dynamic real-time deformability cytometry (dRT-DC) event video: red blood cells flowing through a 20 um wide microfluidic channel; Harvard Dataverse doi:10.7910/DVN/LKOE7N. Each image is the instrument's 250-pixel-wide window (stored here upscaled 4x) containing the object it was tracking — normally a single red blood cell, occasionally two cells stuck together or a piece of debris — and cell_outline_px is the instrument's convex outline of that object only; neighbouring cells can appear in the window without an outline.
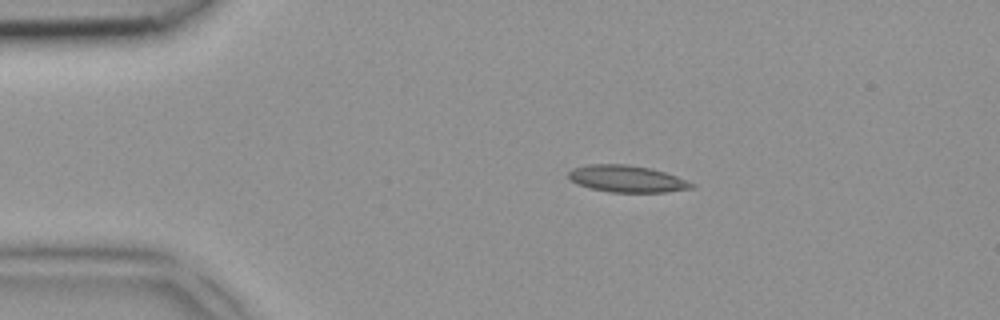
{"species": "common noctule bat (a hibernating species)", "species_latin": "Nyctalus noctula", "temperature_condition": "room temperature", "stored_images_in_passage": 4, "camera_frame_rate_fps": 3000, "um_per_image_px": 0.085, "animal": {"sex": "female", "body_mass_g": 18.4}, "frame": {"image": 1, "passage_image": 2, "time_ms": 0.333, "image_size_px": [1000, 320], "cell_outline_px": [[696, 184], [692, 188], [664, 192], [608, 192], [592, 188], [580, 184], [572, 180], [568, 176], [568, 172], [572, 168], [588, 164], [628, 164], [648, 168], [664, 172], [676, 176]], "centroid_in_image_um": [53.28, 15.19], "position_along_channel_um": 31.7, "area_um2": 19.02}}
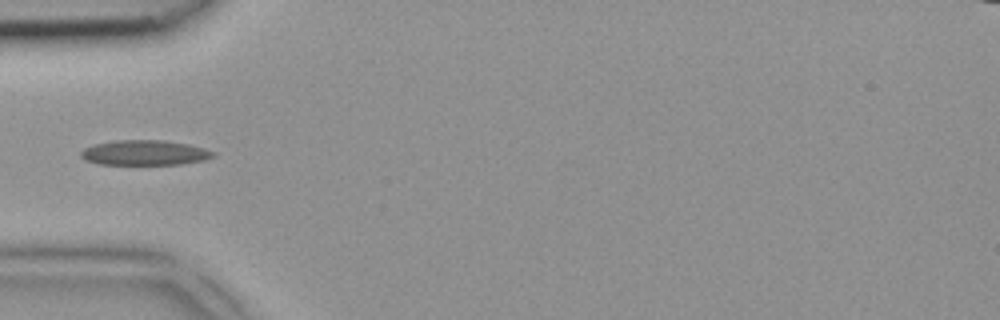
{"frame": {"image": 2, "passage_image": 3, "time_ms": 0.667, "image_size_px": [1000, 320], "cell_outline_px": [[216, 156], [204, 160], [180, 164], [100, 164], [88, 160], [80, 156], [80, 152], [84, 148], [92, 144], [116, 140], [164, 140], [188, 144], [204, 148], [216, 152]], "centroid_in_image_um": [12.32, 12.97], "position_along_channel_um": 72.7, "area_um2": 19.31}}